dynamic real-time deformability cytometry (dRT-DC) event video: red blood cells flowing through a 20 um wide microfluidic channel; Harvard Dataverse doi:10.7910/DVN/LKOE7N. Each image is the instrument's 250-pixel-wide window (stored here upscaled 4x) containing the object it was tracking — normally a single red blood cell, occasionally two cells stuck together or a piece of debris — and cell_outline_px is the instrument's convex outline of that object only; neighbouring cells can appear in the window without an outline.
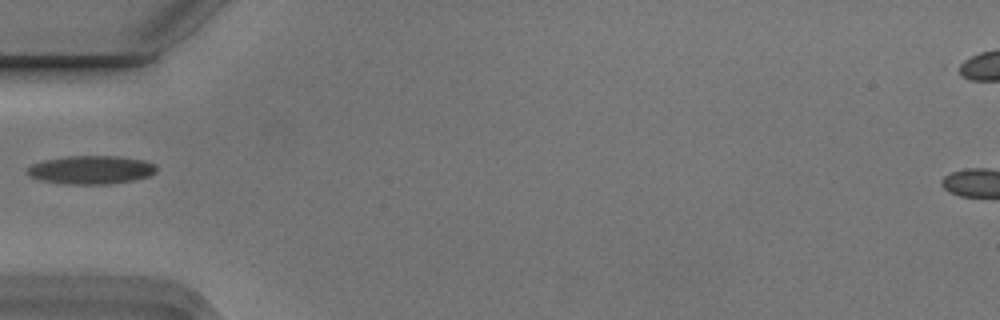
{"species": "Egyptian fruit bat (a non-hibernating species)", "species_latin": "Rousettus aegyptiacus", "temperature_condition": "cold", "stored_images_in_passage": 1, "camera_frame_rate_fps": 3000, "um_per_image_px": 0.085, "animal": {"sex": "male"}, "frame": {"image": 1, "passage_image": 1, "time_ms": 0.0, "image_size_px": [1000, 320], "cell_outline_px": [[156, 172], [148, 176], [132, 180], [108, 184], [68, 184], [40, 180], [28, 176], [28, 168], [32, 164], [44, 160], [68, 156], [120, 156], [144, 160], [156, 164]], "centroid_in_image_um": [7.75, 14.43], "position_along_channel_um": 77.3, "area_um2": 21.33}}